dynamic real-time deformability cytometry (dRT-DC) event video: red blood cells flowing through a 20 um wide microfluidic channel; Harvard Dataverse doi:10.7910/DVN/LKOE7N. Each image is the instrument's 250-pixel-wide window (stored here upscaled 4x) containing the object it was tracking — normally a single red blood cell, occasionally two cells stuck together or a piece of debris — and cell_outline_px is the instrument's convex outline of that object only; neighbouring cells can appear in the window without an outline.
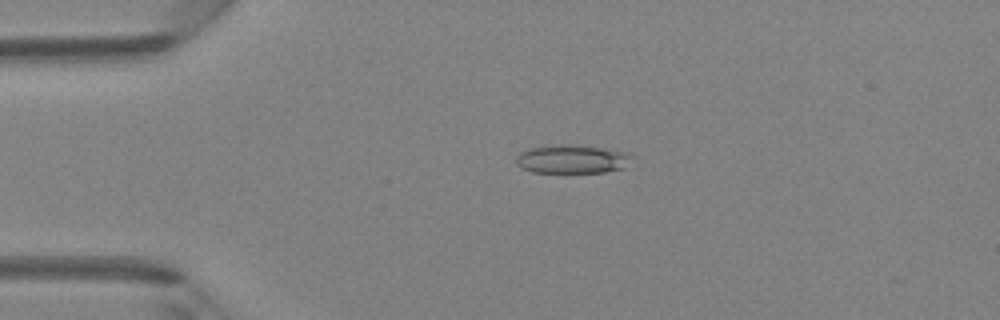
{"species": "Egyptian fruit bat (a non-hibernating species)", "species_latin": "Rousettus aegyptiacus", "temperature_condition": "room temperature", "stored_images_in_passage": 45, "camera_frame_rate_fps": 3000, "um_per_image_px": 0.085, "animal": {"sex": "female"}, "frame": {"image": 1, "passage_image": 7, "time_ms": 2.0, "image_size_px": [1000, 320], "cell_outline_px": [[636, 156], [624, 168], [604, 172], [532, 172], [520, 168], [516, 164], [516, 156], [520, 152], [528, 148], [560, 144], [576, 144], [604, 148], [628, 152]], "centroid_in_image_um": [48.65, 13.51], "position_along_channel_um": 36.3, "area_um2": 19.65}}
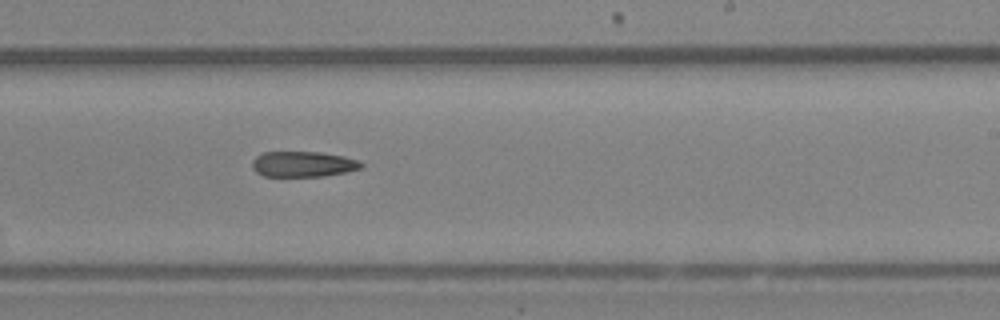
{"frame": {"image": 2, "passage_image": 26, "time_ms": 8.333, "image_size_px": [1000, 320], "cell_outline_px": [[364, 168], [324, 176], [264, 176], [256, 172], [252, 168], [252, 160], [256, 156], [264, 152], [320, 152], [344, 156], [360, 160], [364, 164]], "centroid_in_image_um": [25.79, 13.95], "position_along_channel_um": 263.2, "area_um2": 16.36}}
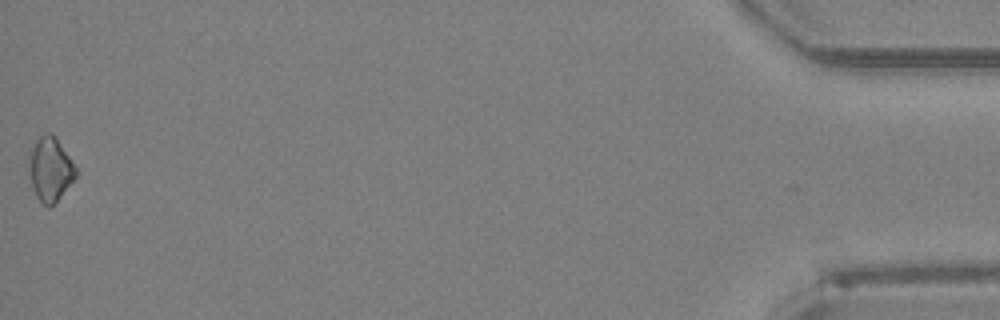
{"frame": {"image": 3, "passage_image": 45, "time_ms": 14.667, "image_size_px": [1000, 320], "cell_outline_px": [[76, 176], [60, 196], [48, 208], [36, 196], [32, 188], [28, 172], [28, 160], [32, 148], [36, 140], [44, 132], [52, 132], [56, 136], [76, 168]], "centroid_in_image_um": [4.23, 14.34], "position_along_channel_um": 431.0, "area_um2": 17.34}}